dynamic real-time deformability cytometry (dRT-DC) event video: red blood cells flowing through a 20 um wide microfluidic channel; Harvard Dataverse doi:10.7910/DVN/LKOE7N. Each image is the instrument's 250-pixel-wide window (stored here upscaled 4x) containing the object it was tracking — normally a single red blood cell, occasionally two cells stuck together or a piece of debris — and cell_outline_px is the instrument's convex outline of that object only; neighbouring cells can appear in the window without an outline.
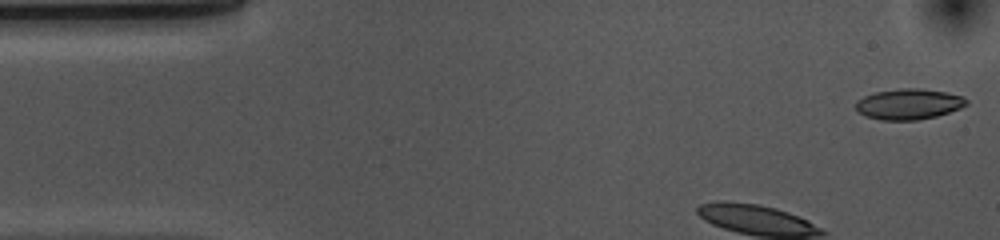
{"species": "common noctule bat (a hibernating species)", "species_latin": "Nyctalus noctula", "temperature_condition": "cold", "stored_images_in_passage": 38, "camera_frame_rate_fps": 3000, "um_per_image_px": 0.085, "animal": {"sex": "female", "body_mass_g": 10.0, "forearm_length_mm": 53.1}, "frame": {"image": 1, "passage_image": 1, "time_ms": 0.0, "image_size_px": [1000, 240], "cell_outline_px": [[968, 104], [960, 108], [936, 116], [916, 120], [880, 120], [864, 116], [856, 108], [856, 100], [864, 96], [876, 92], [900, 88], [920, 88], [944, 92], [964, 96], [968, 100]], "centroid_in_image_um": [77.24, 8.84], "position_along_channel_um": 7.8, "area_um2": 19.77}}
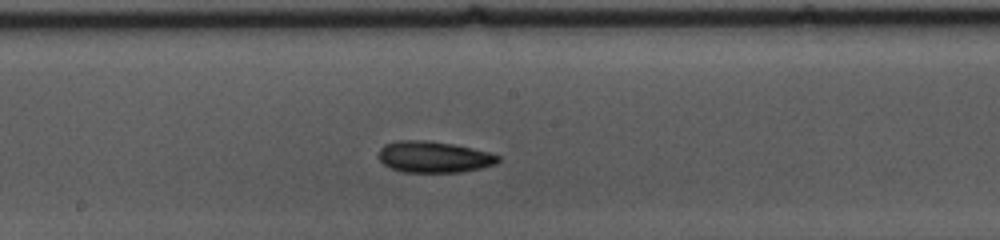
{"frame": {"image": 2, "passage_image": 22, "time_ms": 7.0, "image_size_px": [1000, 240], "cell_outline_px": [[500, 160], [496, 164], [480, 168], [460, 172], [404, 172], [388, 168], [380, 160], [380, 148], [384, 144], [396, 140], [424, 140], [452, 144], [472, 148], [488, 152], [500, 156]], "centroid_in_image_um": [36.86, 13.34], "position_along_channel_um": 211.3, "area_um2": 21.79}}
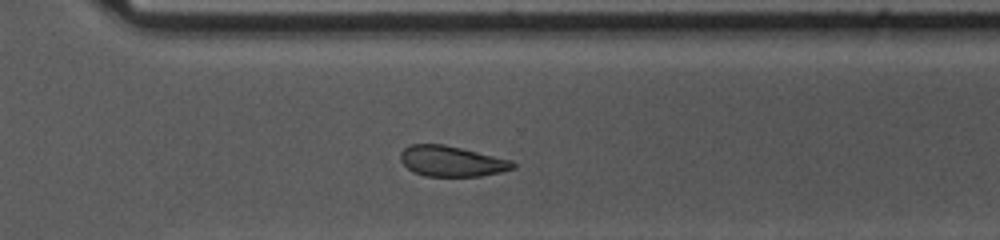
{"frame": {"image": 3, "passage_image": 32, "time_ms": 10.333, "image_size_px": [1000, 240], "cell_outline_px": [[516, 168], [500, 172], [480, 176], [424, 176], [412, 172], [400, 160], [400, 152], [408, 144], [444, 144], [512, 160], [516, 164]], "centroid_in_image_um": [38.37, 13.7], "position_along_channel_um": 332.2, "area_um2": 20.11}}